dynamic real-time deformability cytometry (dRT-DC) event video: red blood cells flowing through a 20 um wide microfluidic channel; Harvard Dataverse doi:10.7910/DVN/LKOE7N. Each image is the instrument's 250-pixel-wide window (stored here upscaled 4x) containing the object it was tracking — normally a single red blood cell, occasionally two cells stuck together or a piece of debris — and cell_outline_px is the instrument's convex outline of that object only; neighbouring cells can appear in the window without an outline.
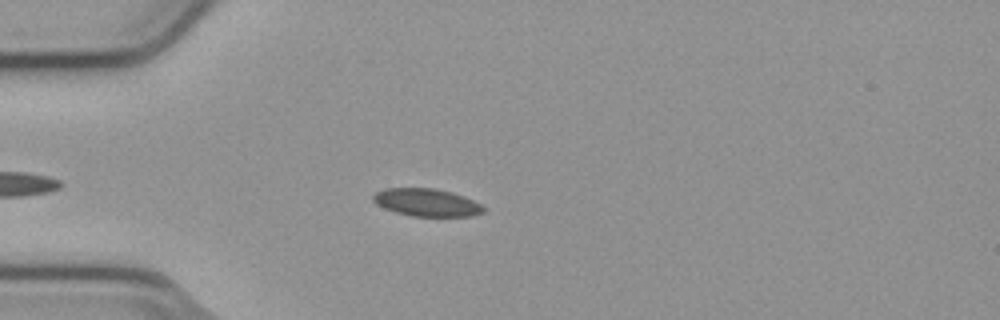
{"species": "common noctule bat (a hibernating species)", "species_latin": "Nyctalus noctula", "temperature_condition": "cold", "stored_images_in_passage": 45, "camera_frame_rate_fps": 3000, "um_per_image_px": 0.085, "animal": {"sex": "male", "body_mass_g": 23.1, "forearm_length_mm": 52.7}, "frame": {"image": 1, "passage_image": 9, "time_ms": 2.667, "image_size_px": [1000, 320], "cell_outline_px": [[484, 212], [472, 216], [412, 216], [396, 212], [384, 208], [376, 204], [372, 200], [372, 196], [376, 192], [384, 188], [432, 188], [452, 192], [464, 196], [480, 204], [484, 208]], "centroid_in_image_um": [36.24, 17.2], "position_along_channel_um": 48.8, "area_um2": 17.74}}
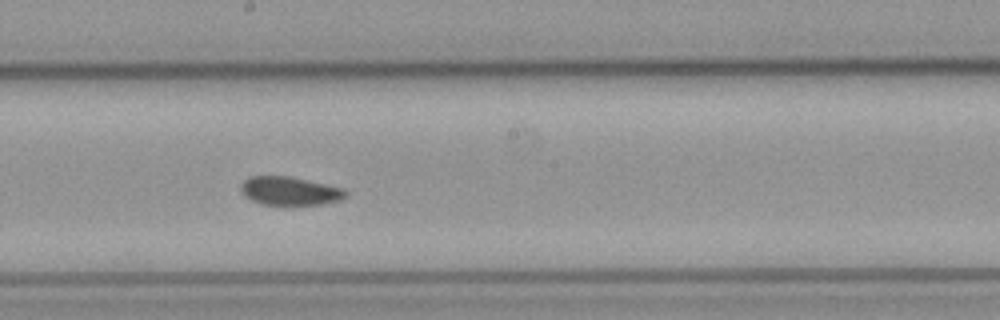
{"frame": {"image": 2, "passage_image": 24, "time_ms": 7.667, "image_size_px": [1000, 320], "cell_outline_px": [[348, 196], [340, 200], [320, 204], [284, 208], [260, 204], [244, 196], [240, 188], [240, 184], [248, 176], [288, 176], [344, 188], [348, 192]], "centroid_in_image_um": [24.61, 16.28], "position_along_channel_um": 223.6, "area_um2": 18.21}}
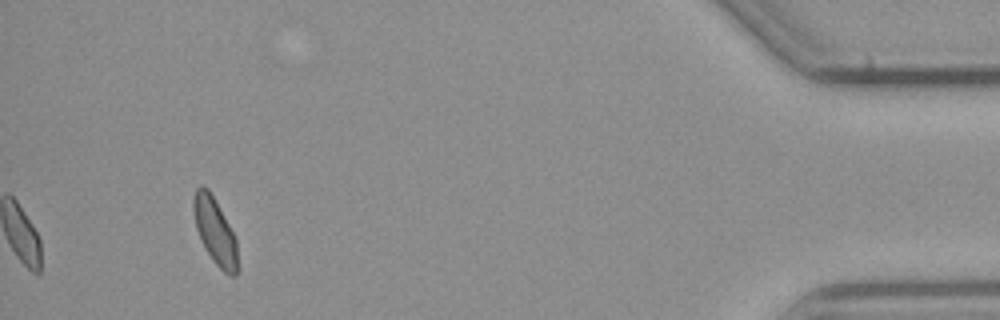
{"frame": {"image": 3, "passage_image": 45, "time_ms": 14.667, "image_size_px": [1000, 320], "cell_outline_px": [[236, 276], [228, 276], [212, 260], [200, 240], [196, 228], [192, 204], [192, 200], [196, 188], [200, 184], [208, 188], [228, 224], [236, 240]], "centroid_in_image_um": [18.23, 19.63], "position_along_channel_um": 417.0, "area_um2": 16.7}, "authors_computed_cell_mechanics": {"area_um2": 17.8602, "velocity_mm_per_s": 3.7869, "shape_relaxation_time_tau1_ms": null, "shape_relaxation_time_tau2_ms": 3.4674, "deformation_change_tau1": null, "deformation_change_tau2": 0.0579}}